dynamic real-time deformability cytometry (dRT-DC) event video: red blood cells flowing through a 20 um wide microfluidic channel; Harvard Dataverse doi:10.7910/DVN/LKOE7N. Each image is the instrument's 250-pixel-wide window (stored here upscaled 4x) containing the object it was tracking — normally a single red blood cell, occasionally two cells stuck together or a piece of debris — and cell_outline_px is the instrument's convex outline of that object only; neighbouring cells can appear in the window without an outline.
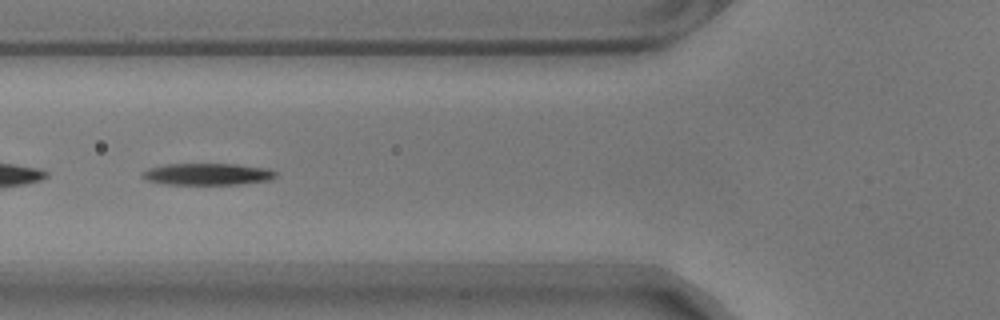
{"species": "common noctule bat (a hibernating species)", "species_latin": "Nyctalus noctula", "temperature_condition": "warm", "stored_images_in_passage": 41, "camera_frame_rate_fps": 3000, "um_per_image_px": 0.085, "animal": {"sex": "male", "body_mass_g": 17.9}, "frame": {"image": 1, "passage_image": 5, "time_ms": 1.333, "image_size_px": [1000, 320], "cell_outline_px": [[276, 176], [272, 180], [240, 184], [164, 184], [148, 180], [140, 176], [148, 168], [164, 164], [236, 164], [268, 168], [276, 172]], "centroid_in_image_um": [17.66, 14.8], "position_along_channel_um": 108.1, "area_um2": 16.94}}
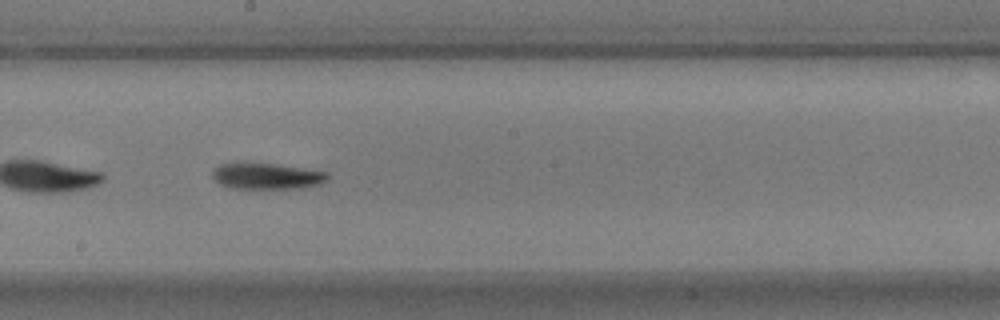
{"frame": {"image": 2, "passage_image": 15, "time_ms": 4.667, "image_size_px": [1000, 320], "cell_outline_px": [[328, 180], [320, 184], [300, 188], [232, 188], [220, 184], [212, 176], [212, 172], [220, 164], [272, 164], [328, 172]], "centroid_in_image_um": [22.7, 14.99], "position_along_channel_um": 225.5, "area_um2": 16.99}}
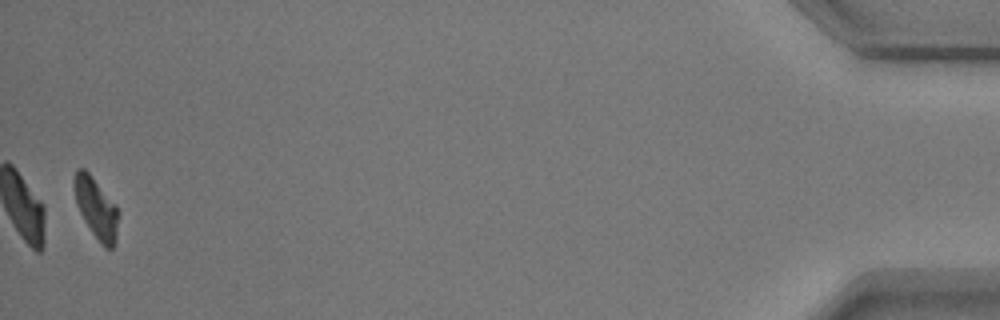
{"frame": {"image": 3, "passage_image": 40, "time_ms": 13.0, "image_size_px": [1000, 320], "cell_outline_px": [[116, 244], [112, 248], [104, 248], [100, 244], [84, 220], [76, 204], [72, 184], [72, 180], [76, 168], [84, 168], [88, 172], [116, 204]], "centroid_in_image_um": [8.12, 17.65], "position_along_channel_um": 427.1, "area_um2": 15.55}, "authors_computed_cell_mechanics": {"area_um2": 16.8198, "velocity_mm_per_s": 3.5207, "shape_relaxation_time_tau1_ms": 4.3503, "shape_relaxation_time_tau2_ms": null, "deformation_change_tau1": 0.1778, "deformation_change_tau2": null}}